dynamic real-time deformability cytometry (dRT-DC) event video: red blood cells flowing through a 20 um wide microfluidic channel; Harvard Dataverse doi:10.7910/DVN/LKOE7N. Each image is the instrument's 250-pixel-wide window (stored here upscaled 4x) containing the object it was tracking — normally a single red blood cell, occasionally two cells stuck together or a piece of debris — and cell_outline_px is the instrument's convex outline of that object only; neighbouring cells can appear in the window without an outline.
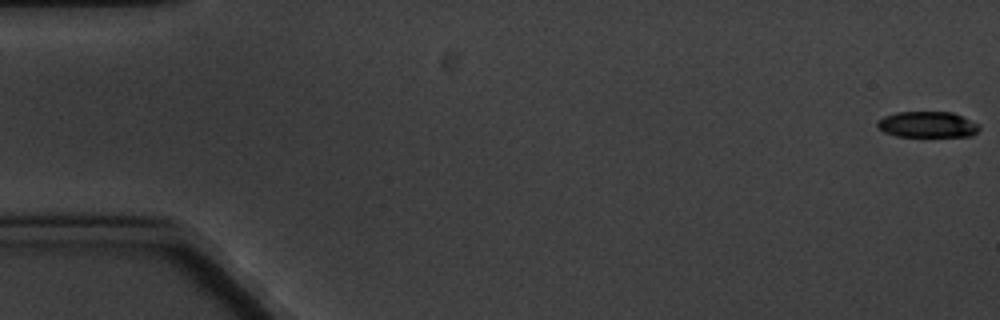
{"species": "common noctule bat (a hibernating species)", "species_latin": "Nyctalus noctula", "temperature_condition": "cold", "stored_images_in_passage": 5, "camera_frame_rate_fps": 3000, "um_per_image_px": 0.085, "animal": {"sex": "male", "body_mass_g": 20.1, "forearm_length_mm": 53.5}, "frame": {"image": 1, "passage_image": 1, "time_ms": 0.0, "image_size_px": [1000, 320], "cell_outline_px": [[980, 128], [972, 136], [896, 136], [884, 132], [876, 124], [876, 120], [884, 116], [896, 112], [952, 112], [980, 124]], "centroid_in_image_um": [78.82, 10.58], "position_along_channel_um": 6.2, "area_um2": 15.43}}
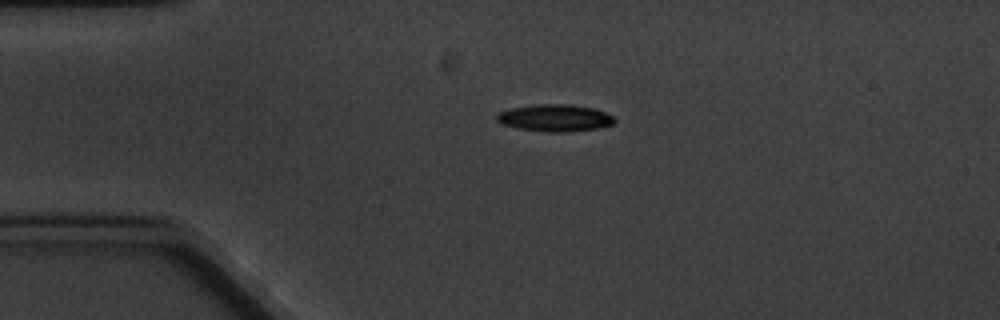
{"frame": {"image": 2, "passage_image": 4, "time_ms": 4.333, "image_size_px": [1000, 320], "cell_outline_px": [[616, 120], [612, 124], [596, 128], [560, 132], [548, 132], [520, 128], [500, 124], [496, 120], [496, 116], [500, 112], [512, 108], [536, 104], [572, 104], [596, 108], [612, 116]], "centroid_in_image_um": [47.16, 10.01], "position_along_channel_um": 37.8, "area_um2": 18.38}}